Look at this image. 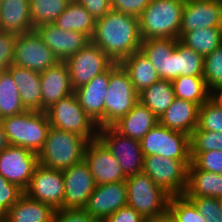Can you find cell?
<instances>
[{"label":"cell","mask_w":222,"mask_h":222,"mask_svg":"<svg viewBox=\"0 0 222 222\" xmlns=\"http://www.w3.org/2000/svg\"><path fill=\"white\" fill-rule=\"evenodd\" d=\"M18 87L21 102L26 110L42 111L40 73L12 64L7 69Z\"/></svg>","instance_id":"cell-23"},{"label":"cell","mask_w":222,"mask_h":222,"mask_svg":"<svg viewBox=\"0 0 222 222\" xmlns=\"http://www.w3.org/2000/svg\"><path fill=\"white\" fill-rule=\"evenodd\" d=\"M64 190V209H84L96 182L85 160L62 171Z\"/></svg>","instance_id":"cell-15"},{"label":"cell","mask_w":222,"mask_h":222,"mask_svg":"<svg viewBox=\"0 0 222 222\" xmlns=\"http://www.w3.org/2000/svg\"><path fill=\"white\" fill-rule=\"evenodd\" d=\"M8 141H7V138H6V134H5V131H4V127H3V124L2 122L0 121V153L8 147Z\"/></svg>","instance_id":"cell-50"},{"label":"cell","mask_w":222,"mask_h":222,"mask_svg":"<svg viewBox=\"0 0 222 222\" xmlns=\"http://www.w3.org/2000/svg\"><path fill=\"white\" fill-rule=\"evenodd\" d=\"M210 99L218 106L222 107V85L216 87L212 90V92H210Z\"/></svg>","instance_id":"cell-49"},{"label":"cell","mask_w":222,"mask_h":222,"mask_svg":"<svg viewBox=\"0 0 222 222\" xmlns=\"http://www.w3.org/2000/svg\"><path fill=\"white\" fill-rule=\"evenodd\" d=\"M26 111L17 85L8 70L0 72V120Z\"/></svg>","instance_id":"cell-34"},{"label":"cell","mask_w":222,"mask_h":222,"mask_svg":"<svg viewBox=\"0 0 222 222\" xmlns=\"http://www.w3.org/2000/svg\"><path fill=\"white\" fill-rule=\"evenodd\" d=\"M54 222H97L84 209H60L55 211Z\"/></svg>","instance_id":"cell-46"},{"label":"cell","mask_w":222,"mask_h":222,"mask_svg":"<svg viewBox=\"0 0 222 222\" xmlns=\"http://www.w3.org/2000/svg\"><path fill=\"white\" fill-rule=\"evenodd\" d=\"M127 206L150 221L168 213L171 195L155 184L144 172L127 177Z\"/></svg>","instance_id":"cell-5"},{"label":"cell","mask_w":222,"mask_h":222,"mask_svg":"<svg viewBox=\"0 0 222 222\" xmlns=\"http://www.w3.org/2000/svg\"><path fill=\"white\" fill-rule=\"evenodd\" d=\"M59 59L42 41L36 30L17 34L14 50V65L43 72Z\"/></svg>","instance_id":"cell-12"},{"label":"cell","mask_w":222,"mask_h":222,"mask_svg":"<svg viewBox=\"0 0 222 222\" xmlns=\"http://www.w3.org/2000/svg\"><path fill=\"white\" fill-rule=\"evenodd\" d=\"M34 30L30 18L29 0H2L0 31L21 34Z\"/></svg>","instance_id":"cell-26"},{"label":"cell","mask_w":222,"mask_h":222,"mask_svg":"<svg viewBox=\"0 0 222 222\" xmlns=\"http://www.w3.org/2000/svg\"><path fill=\"white\" fill-rule=\"evenodd\" d=\"M168 213L176 222H206L194 203L184 195L170 197Z\"/></svg>","instance_id":"cell-37"},{"label":"cell","mask_w":222,"mask_h":222,"mask_svg":"<svg viewBox=\"0 0 222 222\" xmlns=\"http://www.w3.org/2000/svg\"><path fill=\"white\" fill-rule=\"evenodd\" d=\"M151 0H111L112 10L139 18Z\"/></svg>","instance_id":"cell-45"},{"label":"cell","mask_w":222,"mask_h":222,"mask_svg":"<svg viewBox=\"0 0 222 222\" xmlns=\"http://www.w3.org/2000/svg\"><path fill=\"white\" fill-rule=\"evenodd\" d=\"M53 24L66 31L81 32L91 39L96 19L79 2L71 0Z\"/></svg>","instance_id":"cell-31"},{"label":"cell","mask_w":222,"mask_h":222,"mask_svg":"<svg viewBox=\"0 0 222 222\" xmlns=\"http://www.w3.org/2000/svg\"><path fill=\"white\" fill-rule=\"evenodd\" d=\"M45 112L51 127L85 137L88 141L98 138V125L80 106L75 93L60 99Z\"/></svg>","instance_id":"cell-7"},{"label":"cell","mask_w":222,"mask_h":222,"mask_svg":"<svg viewBox=\"0 0 222 222\" xmlns=\"http://www.w3.org/2000/svg\"><path fill=\"white\" fill-rule=\"evenodd\" d=\"M197 207L206 222H222V199L213 197H187Z\"/></svg>","instance_id":"cell-41"},{"label":"cell","mask_w":222,"mask_h":222,"mask_svg":"<svg viewBox=\"0 0 222 222\" xmlns=\"http://www.w3.org/2000/svg\"><path fill=\"white\" fill-rule=\"evenodd\" d=\"M176 98L201 106L210 99V91L203 77L180 76L171 81Z\"/></svg>","instance_id":"cell-35"},{"label":"cell","mask_w":222,"mask_h":222,"mask_svg":"<svg viewBox=\"0 0 222 222\" xmlns=\"http://www.w3.org/2000/svg\"><path fill=\"white\" fill-rule=\"evenodd\" d=\"M139 102L128 73L119 63L110 66V80L104 102V127L112 126Z\"/></svg>","instance_id":"cell-6"},{"label":"cell","mask_w":222,"mask_h":222,"mask_svg":"<svg viewBox=\"0 0 222 222\" xmlns=\"http://www.w3.org/2000/svg\"><path fill=\"white\" fill-rule=\"evenodd\" d=\"M203 78L210 92L222 85V44L204 56Z\"/></svg>","instance_id":"cell-39"},{"label":"cell","mask_w":222,"mask_h":222,"mask_svg":"<svg viewBox=\"0 0 222 222\" xmlns=\"http://www.w3.org/2000/svg\"><path fill=\"white\" fill-rule=\"evenodd\" d=\"M71 0H29L30 18L34 28L51 24L67 8Z\"/></svg>","instance_id":"cell-36"},{"label":"cell","mask_w":222,"mask_h":222,"mask_svg":"<svg viewBox=\"0 0 222 222\" xmlns=\"http://www.w3.org/2000/svg\"><path fill=\"white\" fill-rule=\"evenodd\" d=\"M191 159L199 170L222 175V151L191 153Z\"/></svg>","instance_id":"cell-42"},{"label":"cell","mask_w":222,"mask_h":222,"mask_svg":"<svg viewBox=\"0 0 222 222\" xmlns=\"http://www.w3.org/2000/svg\"><path fill=\"white\" fill-rule=\"evenodd\" d=\"M98 139L118 160L126 177L142 172L144 156L140 141L120 134L112 126L99 128Z\"/></svg>","instance_id":"cell-11"},{"label":"cell","mask_w":222,"mask_h":222,"mask_svg":"<svg viewBox=\"0 0 222 222\" xmlns=\"http://www.w3.org/2000/svg\"><path fill=\"white\" fill-rule=\"evenodd\" d=\"M191 153L222 151V132L193 131L190 136Z\"/></svg>","instance_id":"cell-40"},{"label":"cell","mask_w":222,"mask_h":222,"mask_svg":"<svg viewBox=\"0 0 222 222\" xmlns=\"http://www.w3.org/2000/svg\"><path fill=\"white\" fill-rule=\"evenodd\" d=\"M42 90V111L45 112L53 104L72 93L69 69L65 61H58L40 73Z\"/></svg>","instance_id":"cell-21"},{"label":"cell","mask_w":222,"mask_h":222,"mask_svg":"<svg viewBox=\"0 0 222 222\" xmlns=\"http://www.w3.org/2000/svg\"><path fill=\"white\" fill-rule=\"evenodd\" d=\"M64 190L62 170L38 164L24 193L30 198L51 206L54 210H60L64 209Z\"/></svg>","instance_id":"cell-14"},{"label":"cell","mask_w":222,"mask_h":222,"mask_svg":"<svg viewBox=\"0 0 222 222\" xmlns=\"http://www.w3.org/2000/svg\"><path fill=\"white\" fill-rule=\"evenodd\" d=\"M192 160H175L157 155L144 156L142 172L171 196L184 195L188 166Z\"/></svg>","instance_id":"cell-8"},{"label":"cell","mask_w":222,"mask_h":222,"mask_svg":"<svg viewBox=\"0 0 222 222\" xmlns=\"http://www.w3.org/2000/svg\"><path fill=\"white\" fill-rule=\"evenodd\" d=\"M185 197H213L222 199V175L199 170L193 163L188 166Z\"/></svg>","instance_id":"cell-28"},{"label":"cell","mask_w":222,"mask_h":222,"mask_svg":"<svg viewBox=\"0 0 222 222\" xmlns=\"http://www.w3.org/2000/svg\"><path fill=\"white\" fill-rule=\"evenodd\" d=\"M9 145L20 146L38 153L51 127L46 112L26 110L0 120Z\"/></svg>","instance_id":"cell-4"},{"label":"cell","mask_w":222,"mask_h":222,"mask_svg":"<svg viewBox=\"0 0 222 222\" xmlns=\"http://www.w3.org/2000/svg\"><path fill=\"white\" fill-rule=\"evenodd\" d=\"M34 29L59 61H65L91 42L87 35L78 31L63 30L53 23L37 26Z\"/></svg>","instance_id":"cell-18"},{"label":"cell","mask_w":222,"mask_h":222,"mask_svg":"<svg viewBox=\"0 0 222 222\" xmlns=\"http://www.w3.org/2000/svg\"><path fill=\"white\" fill-rule=\"evenodd\" d=\"M158 123V117L139 101L130 112L120 118L112 127L124 136L141 141Z\"/></svg>","instance_id":"cell-24"},{"label":"cell","mask_w":222,"mask_h":222,"mask_svg":"<svg viewBox=\"0 0 222 222\" xmlns=\"http://www.w3.org/2000/svg\"><path fill=\"white\" fill-rule=\"evenodd\" d=\"M119 64L128 73L138 93H141L144 89L161 79L150 60L141 50L134 52Z\"/></svg>","instance_id":"cell-29"},{"label":"cell","mask_w":222,"mask_h":222,"mask_svg":"<svg viewBox=\"0 0 222 222\" xmlns=\"http://www.w3.org/2000/svg\"><path fill=\"white\" fill-rule=\"evenodd\" d=\"M103 222H148L137 211L129 206L121 207Z\"/></svg>","instance_id":"cell-48"},{"label":"cell","mask_w":222,"mask_h":222,"mask_svg":"<svg viewBox=\"0 0 222 222\" xmlns=\"http://www.w3.org/2000/svg\"><path fill=\"white\" fill-rule=\"evenodd\" d=\"M204 57L179 40L171 54V81L180 76L203 77Z\"/></svg>","instance_id":"cell-30"},{"label":"cell","mask_w":222,"mask_h":222,"mask_svg":"<svg viewBox=\"0 0 222 222\" xmlns=\"http://www.w3.org/2000/svg\"><path fill=\"white\" fill-rule=\"evenodd\" d=\"M38 164V153L20 146L8 145L0 153V174L23 191L28 188Z\"/></svg>","instance_id":"cell-13"},{"label":"cell","mask_w":222,"mask_h":222,"mask_svg":"<svg viewBox=\"0 0 222 222\" xmlns=\"http://www.w3.org/2000/svg\"><path fill=\"white\" fill-rule=\"evenodd\" d=\"M176 98L172 82L160 79L139 93V101L158 119L172 105Z\"/></svg>","instance_id":"cell-32"},{"label":"cell","mask_w":222,"mask_h":222,"mask_svg":"<svg viewBox=\"0 0 222 222\" xmlns=\"http://www.w3.org/2000/svg\"><path fill=\"white\" fill-rule=\"evenodd\" d=\"M55 211L51 206L23 193L7 211L3 222H54Z\"/></svg>","instance_id":"cell-25"},{"label":"cell","mask_w":222,"mask_h":222,"mask_svg":"<svg viewBox=\"0 0 222 222\" xmlns=\"http://www.w3.org/2000/svg\"><path fill=\"white\" fill-rule=\"evenodd\" d=\"M148 222H176V221L173 219V217L169 213H167L161 217L155 218Z\"/></svg>","instance_id":"cell-51"},{"label":"cell","mask_w":222,"mask_h":222,"mask_svg":"<svg viewBox=\"0 0 222 222\" xmlns=\"http://www.w3.org/2000/svg\"><path fill=\"white\" fill-rule=\"evenodd\" d=\"M209 27L222 28V0L185 1L180 32Z\"/></svg>","instance_id":"cell-19"},{"label":"cell","mask_w":222,"mask_h":222,"mask_svg":"<svg viewBox=\"0 0 222 222\" xmlns=\"http://www.w3.org/2000/svg\"><path fill=\"white\" fill-rule=\"evenodd\" d=\"M199 107L194 102L175 98L172 105L159 118V123L191 136L198 125Z\"/></svg>","instance_id":"cell-22"},{"label":"cell","mask_w":222,"mask_h":222,"mask_svg":"<svg viewBox=\"0 0 222 222\" xmlns=\"http://www.w3.org/2000/svg\"><path fill=\"white\" fill-rule=\"evenodd\" d=\"M178 39L150 38L142 40L140 50L150 60L161 79L171 81V54Z\"/></svg>","instance_id":"cell-27"},{"label":"cell","mask_w":222,"mask_h":222,"mask_svg":"<svg viewBox=\"0 0 222 222\" xmlns=\"http://www.w3.org/2000/svg\"><path fill=\"white\" fill-rule=\"evenodd\" d=\"M194 131L222 132V107L211 99L199 107L198 125Z\"/></svg>","instance_id":"cell-38"},{"label":"cell","mask_w":222,"mask_h":222,"mask_svg":"<svg viewBox=\"0 0 222 222\" xmlns=\"http://www.w3.org/2000/svg\"><path fill=\"white\" fill-rule=\"evenodd\" d=\"M185 0H151L139 17L142 40L178 39Z\"/></svg>","instance_id":"cell-2"},{"label":"cell","mask_w":222,"mask_h":222,"mask_svg":"<svg viewBox=\"0 0 222 222\" xmlns=\"http://www.w3.org/2000/svg\"><path fill=\"white\" fill-rule=\"evenodd\" d=\"M143 156L192 160L190 136L156 124L140 141Z\"/></svg>","instance_id":"cell-9"},{"label":"cell","mask_w":222,"mask_h":222,"mask_svg":"<svg viewBox=\"0 0 222 222\" xmlns=\"http://www.w3.org/2000/svg\"><path fill=\"white\" fill-rule=\"evenodd\" d=\"M24 191L16 184L10 183L0 174V217L4 218L7 211L21 197Z\"/></svg>","instance_id":"cell-43"},{"label":"cell","mask_w":222,"mask_h":222,"mask_svg":"<svg viewBox=\"0 0 222 222\" xmlns=\"http://www.w3.org/2000/svg\"><path fill=\"white\" fill-rule=\"evenodd\" d=\"M97 20L106 15L111 8V0H76Z\"/></svg>","instance_id":"cell-47"},{"label":"cell","mask_w":222,"mask_h":222,"mask_svg":"<svg viewBox=\"0 0 222 222\" xmlns=\"http://www.w3.org/2000/svg\"><path fill=\"white\" fill-rule=\"evenodd\" d=\"M110 80V67L89 83L76 89L80 106L99 128L104 127V102Z\"/></svg>","instance_id":"cell-20"},{"label":"cell","mask_w":222,"mask_h":222,"mask_svg":"<svg viewBox=\"0 0 222 222\" xmlns=\"http://www.w3.org/2000/svg\"><path fill=\"white\" fill-rule=\"evenodd\" d=\"M17 34L0 31V72L7 70L14 62Z\"/></svg>","instance_id":"cell-44"},{"label":"cell","mask_w":222,"mask_h":222,"mask_svg":"<svg viewBox=\"0 0 222 222\" xmlns=\"http://www.w3.org/2000/svg\"><path fill=\"white\" fill-rule=\"evenodd\" d=\"M179 41L204 57L222 44V28L209 27L180 32Z\"/></svg>","instance_id":"cell-33"},{"label":"cell","mask_w":222,"mask_h":222,"mask_svg":"<svg viewBox=\"0 0 222 222\" xmlns=\"http://www.w3.org/2000/svg\"><path fill=\"white\" fill-rule=\"evenodd\" d=\"M127 206L125 181L97 185L88 198L84 210L97 221H104L121 207Z\"/></svg>","instance_id":"cell-17"},{"label":"cell","mask_w":222,"mask_h":222,"mask_svg":"<svg viewBox=\"0 0 222 222\" xmlns=\"http://www.w3.org/2000/svg\"><path fill=\"white\" fill-rule=\"evenodd\" d=\"M91 42L120 63L141 48L139 18L111 9L96 20Z\"/></svg>","instance_id":"cell-1"},{"label":"cell","mask_w":222,"mask_h":222,"mask_svg":"<svg viewBox=\"0 0 222 222\" xmlns=\"http://www.w3.org/2000/svg\"><path fill=\"white\" fill-rule=\"evenodd\" d=\"M84 160L90 168L96 185L116 183L127 179L118 160L98 138L88 142Z\"/></svg>","instance_id":"cell-16"},{"label":"cell","mask_w":222,"mask_h":222,"mask_svg":"<svg viewBox=\"0 0 222 222\" xmlns=\"http://www.w3.org/2000/svg\"><path fill=\"white\" fill-rule=\"evenodd\" d=\"M65 62L69 69L74 91L89 83L95 76L105 72L114 63L104 51L92 42L68 57Z\"/></svg>","instance_id":"cell-10"},{"label":"cell","mask_w":222,"mask_h":222,"mask_svg":"<svg viewBox=\"0 0 222 222\" xmlns=\"http://www.w3.org/2000/svg\"><path fill=\"white\" fill-rule=\"evenodd\" d=\"M88 140L77 134L50 127L47 139L38 152L39 164L65 170L84 160Z\"/></svg>","instance_id":"cell-3"}]
</instances>
